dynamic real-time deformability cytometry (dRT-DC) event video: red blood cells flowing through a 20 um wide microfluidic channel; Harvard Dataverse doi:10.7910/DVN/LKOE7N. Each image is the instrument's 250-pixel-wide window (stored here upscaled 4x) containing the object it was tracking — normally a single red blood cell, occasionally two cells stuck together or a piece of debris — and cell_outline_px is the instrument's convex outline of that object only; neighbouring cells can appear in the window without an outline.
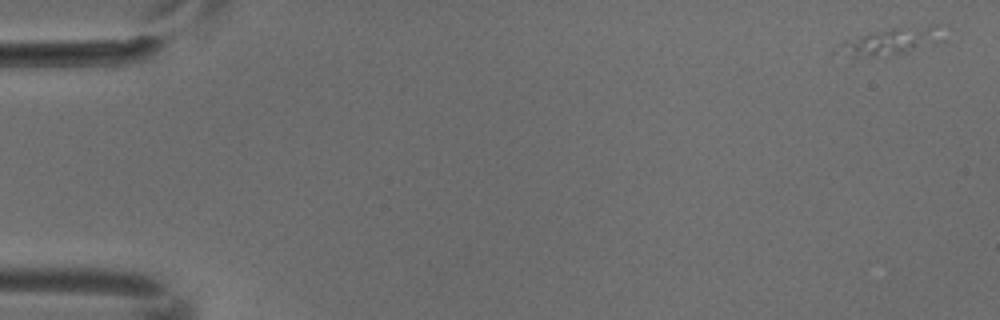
{"species": "common noctule bat (a hibernating species)", "species_latin": "Nyctalus noctula", "temperature_condition": "cold", "stored_images_in_passage": 5, "camera_frame_rate_fps": 3000, "um_per_image_px": 0.085, "animal": {"sex": "male", "body_mass_g": 18.8}, "frame": {"image": 1, "passage_image": 1, "time_ms": 0.0, "image_size_px": [1000, 320], "cell_outline_px": [[936, 40], [904, 52], [888, 56], [852, 56], [832, 52], [844, 40], [872, 32], [892, 28], [932, 24], [936, 24]], "centroid_in_image_um": [75.5, 3.51], "position_along_channel_um": 9.5, "area_um2": 15.43}}